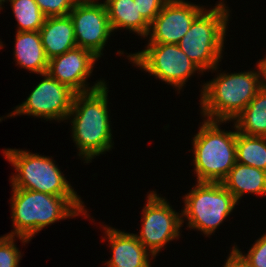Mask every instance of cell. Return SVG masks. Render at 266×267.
I'll return each mask as SVG.
<instances>
[{
  "mask_svg": "<svg viewBox=\"0 0 266 267\" xmlns=\"http://www.w3.org/2000/svg\"><path fill=\"white\" fill-rule=\"evenodd\" d=\"M259 64L261 66L263 74V87L266 88V58L262 59Z\"/></svg>",
  "mask_w": 266,
  "mask_h": 267,
  "instance_id": "cell-27",
  "label": "cell"
},
{
  "mask_svg": "<svg viewBox=\"0 0 266 267\" xmlns=\"http://www.w3.org/2000/svg\"><path fill=\"white\" fill-rule=\"evenodd\" d=\"M15 40L17 65L40 75L46 73L49 59L43 49L39 31H17Z\"/></svg>",
  "mask_w": 266,
  "mask_h": 267,
  "instance_id": "cell-17",
  "label": "cell"
},
{
  "mask_svg": "<svg viewBox=\"0 0 266 267\" xmlns=\"http://www.w3.org/2000/svg\"><path fill=\"white\" fill-rule=\"evenodd\" d=\"M239 133L266 137V88H262L234 119Z\"/></svg>",
  "mask_w": 266,
  "mask_h": 267,
  "instance_id": "cell-19",
  "label": "cell"
},
{
  "mask_svg": "<svg viewBox=\"0 0 266 267\" xmlns=\"http://www.w3.org/2000/svg\"><path fill=\"white\" fill-rule=\"evenodd\" d=\"M221 183L237 202L247 192L266 195V171L238 162Z\"/></svg>",
  "mask_w": 266,
  "mask_h": 267,
  "instance_id": "cell-16",
  "label": "cell"
},
{
  "mask_svg": "<svg viewBox=\"0 0 266 267\" xmlns=\"http://www.w3.org/2000/svg\"><path fill=\"white\" fill-rule=\"evenodd\" d=\"M68 15L73 22L77 47L101 57L113 32L105 4L95 0H78Z\"/></svg>",
  "mask_w": 266,
  "mask_h": 267,
  "instance_id": "cell-10",
  "label": "cell"
},
{
  "mask_svg": "<svg viewBox=\"0 0 266 267\" xmlns=\"http://www.w3.org/2000/svg\"><path fill=\"white\" fill-rule=\"evenodd\" d=\"M14 16L19 25L18 32L39 31L46 16L35 0H9Z\"/></svg>",
  "mask_w": 266,
  "mask_h": 267,
  "instance_id": "cell-21",
  "label": "cell"
},
{
  "mask_svg": "<svg viewBox=\"0 0 266 267\" xmlns=\"http://www.w3.org/2000/svg\"><path fill=\"white\" fill-rule=\"evenodd\" d=\"M6 1L5 0H0V9L2 8L1 6H2L3 2H6Z\"/></svg>",
  "mask_w": 266,
  "mask_h": 267,
  "instance_id": "cell-28",
  "label": "cell"
},
{
  "mask_svg": "<svg viewBox=\"0 0 266 267\" xmlns=\"http://www.w3.org/2000/svg\"><path fill=\"white\" fill-rule=\"evenodd\" d=\"M75 93L68 118L74 116L72 137L79 148V156L86 163L112 148V132L107 107L108 88Z\"/></svg>",
  "mask_w": 266,
  "mask_h": 267,
  "instance_id": "cell-2",
  "label": "cell"
},
{
  "mask_svg": "<svg viewBox=\"0 0 266 267\" xmlns=\"http://www.w3.org/2000/svg\"><path fill=\"white\" fill-rule=\"evenodd\" d=\"M46 17L67 16L78 0H35Z\"/></svg>",
  "mask_w": 266,
  "mask_h": 267,
  "instance_id": "cell-23",
  "label": "cell"
},
{
  "mask_svg": "<svg viewBox=\"0 0 266 267\" xmlns=\"http://www.w3.org/2000/svg\"><path fill=\"white\" fill-rule=\"evenodd\" d=\"M221 121L204 120L199 132L194 135V165L198 182H222L236 159L235 132L222 131Z\"/></svg>",
  "mask_w": 266,
  "mask_h": 267,
  "instance_id": "cell-4",
  "label": "cell"
},
{
  "mask_svg": "<svg viewBox=\"0 0 266 267\" xmlns=\"http://www.w3.org/2000/svg\"><path fill=\"white\" fill-rule=\"evenodd\" d=\"M112 248L108 267H151L149 256L154 257L138 240L136 234L104 227Z\"/></svg>",
  "mask_w": 266,
  "mask_h": 267,
  "instance_id": "cell-14",
  "label": "cell"
},
{
  "mask_svg": "<svg viewBox=\"0 0 266 267\" xmlns=\"http://www.w3.org/2000/svg\"><path fill=\"white\" fill-rule=\"evenodd\" d=\"M236 159L238 163L266 171V137L249 136L237 131Z\"/></svg>",
  "mask_w": 266,
  "mask_h": 267,
  "instance_id": "cell-20",
  "label": "cell"
},
{
  "mask_svg": "<svg viewBox=\"0 0 266 267\" xmlns=\"http://www.w3.org/2000/svg\"><path fill=\"white\" fill-rule=\"evenodd\" d=\"M39 33L49 60L77 47L74 26L69 15L46 17Z\"/></svg>",
  "mask_w": 266,
  "mask_h": 267,
  "instance_id": "cell-15",
  "label": "cell"
},
{
  "mask_svg": "<svg viewBox=\"0 0 266 267\" xmlns=\"http://www.w3.org/2000/svg\"><path fill=\"white\" fill-rule=\"evenodd\" d=\"M233 74L221 73L202 87V114L207 120H234L263 88L262 69Z\"/></svg>",
  "mask_w": 266,
  "mask_h": 267,
  "instance_id": "cell-3",
  "label": "cell"
},
{
  "mask_svg": "<svg viewBox=\"0 0 266 267\" xmlns=\"http://www.w3.org/2000/svg\"><path fill=\"white\" fill-rule=\"evenodd\" d=\"M169 0H134L140 14L150 24Z\"/></svg>",
  "mask_w": 266,
  "mask_h": 267,
  "instance_id": "cell-24",
  "label": "cell"
},
{
  "mask_svg": "<svg viewBox=\"0 0 266 267\" xmlns=\"http://www.w3.org/2000/svg\"><path fill=\"white\" fill-rule=\"evenodd\" d=\"M223 267H254L242 254V252L233 247L231 254L229 255L226 263Z\"/></svg>",
  "mask_w": 266,
  "mask_h": 267,
  "instance_id": "cell-26",
  "label": "cell"
},
{
  "mask_svg": "<svg viewBox=\"0 0 266 267\" xmlns=\"http://www.w3.org/2000/svg\"><path fill=\"white\" fill-rule=\"evenodd\" d=\"M104 4L113 31L126 28L147 37L150 24L140 14L134 0H105Z\"/></svg>",
  "mask_w": 266,
  "mask_h": 267,
  "instance_id": "cell-18",
  "label": "cell"
},
{
  "mask_svg": "<svg viewBox=\"0 0 266 267\" xmlns=\"http://www.w3.org/2000/svg\"><path fill=\"white\" fill-rule=\"evenodd\" d=\"M15 236L0 237V267H18L21 252L14 244Z\"/></svg>",
  "mask_w": 266,
  "mask_h": 267,
  "instance_id": "cell-22",
  "label": "cell"
},
{
  "mask_svg": "<svg viewBox=\"0 0 266 267\" xmlns=\"http://www.w3.org/2000/svg\"><path fill=\"white\" fill-rule=\"evenodd\" d=\"M203 10L183 0H169L150 23L149 43L178 44Z\"/></svg>",
  "mask_w": 266,
  "mask_h": 267,
  "instance_id": "cell-13",
  "label": "cell"
},
{
  "mask_svg": "<svg viewBox=\"0 0 266 267\" xmlns=\"http://www.w3.org/2000/svg\"><path fill=\"white\" fill-rule=\"evenodd\" d=\"M220 1L213 9L203 10L178 43L180 49L203 71L216 70L221 61L222 47L229 10Z\"/></svg>",
  "mask_w": 266,
  "mask_h": 267,
  "instance_id": "cell-5",
  "label": "cell"
},
{
  "mask_svg": "<svg viewBox=\"0 0 266 267\" xmlns=\"http://www.w3.org/2000/svg\"><path fill=\"white\" fill-rule=\"evenodd\" d=\"M3 151L18 172L11 177L13 188L55 196H78L51 158L18 149Z\"/></svg>",
  "mask_w": 266,
  "mask_h": 267,
  "instance_id": "cell-6",
  "label": "cell"
},
{
  "mask_svg": "<svg viewBox=\"0 0 266 267\" xmlns=\"http://www.w3.org/2000/svg\"><path fill=\"white\" fill-rule=\"evenodd\" d=\"M188 227L211 235L238 203L220 182H198L184 198Z\"/></svg>",
  "mask_w": 266,
  "mask_h": 267,
  "instance_id": "cell-7",
  "label": "cell"
},
{
  "mask_svg": "<svg viewBox=\"0 0 266 267\" xmlns=\"http://www.w3.org/2000/svg\"><path fill=\"white\" fill-rule=\"evenodd\" d=\"M254 267H266V233L243 255Z\"/></svg>",
  "mask_w": 266,
  "mask_h": 267,
  "instance_id": "cell-25",
  "label": "cell"
},
{
  "mask_svg": "<svg viewBox=\"0 0 266 267\" xmlns=\"http://www.w3.org/2000/svg\"><path fill=\"white\" fill-rule=\"evenodd\" d=\"M96 60H98V57L92 52L75 47L59 56L51 58L48 62L46 73L59 83L69 87L75 93L89 92L105 84L104 80L98 81L91 88L85 84L93 71Z\"/></svg>",
  "mask_w": 266,
  "mask_h": 267,
  "instance_id": "cell-12",
  "label": "cell"
},
{
  "mask_svg": "<svg viewBox=\"0 0 266 267\" xmlns=\"http://www.w3.org/2000/svg\"><path fill=\"white\" fill-rule=\"evenodd\" d=\"M147 198L143 209L142 229L140 235L136 236L155 257L164 245L180 236L179 230L184 219L172 209L166 199L159 197L154 191Z\"/></svg>",
  "mask_w": 266,
  "mask_h": 267,
  "instance_id": "cell-9",
  "label": "cell"
},
{
  "mask_svg": "<svg viewBox=\"0 0 266 267\" xmlns=\"http://www.w3.org/2000/svg\"><path fill=\"white\" fill-rule=\"evenodd\" d=\"M147 48L129 59L141 69L180 90L187 79L201 69L180 49L178 44L148 43Z\"/></svg>",
  "mask_w": 266,
  "mask_h": 267,
  "instance_id": "cell-8",
  "label": "cell"
},
{
  "mask_svg": "<svg viewBox=\"0 0 266 267\" xmlns=\"http://www.w3.org/2000/svg\"><path fill=\"white\" fill-rule=\"evenodd\" d=\"M42 76L44 80H41L26 101L17 106L8 117L27 114L47 120L68 119L75 92L47 73L42 74Z\"/></svg>",
  "mask_w": 266,
  "mask_h": 267,
  "instance_id": "cell-11",
  "label": "cell"
},
{
  "mask_svg": "<svg viewBox=\"0 0 266 267\" xmlns=\"http://www.w3.org/2000/svg\"><path fill=\"white\" fill-rule=\"evenodd\" d=\"M12 221L15 229L10 236L28 242L44 227L55 221L87 215L79 196H55L33 190L12 188Z\"/></svg>",
  "mask_w": 266,
  "mask_h": 267,
  "instance_id": "cell-1",
  "label": "cell"
}]
</instances>
